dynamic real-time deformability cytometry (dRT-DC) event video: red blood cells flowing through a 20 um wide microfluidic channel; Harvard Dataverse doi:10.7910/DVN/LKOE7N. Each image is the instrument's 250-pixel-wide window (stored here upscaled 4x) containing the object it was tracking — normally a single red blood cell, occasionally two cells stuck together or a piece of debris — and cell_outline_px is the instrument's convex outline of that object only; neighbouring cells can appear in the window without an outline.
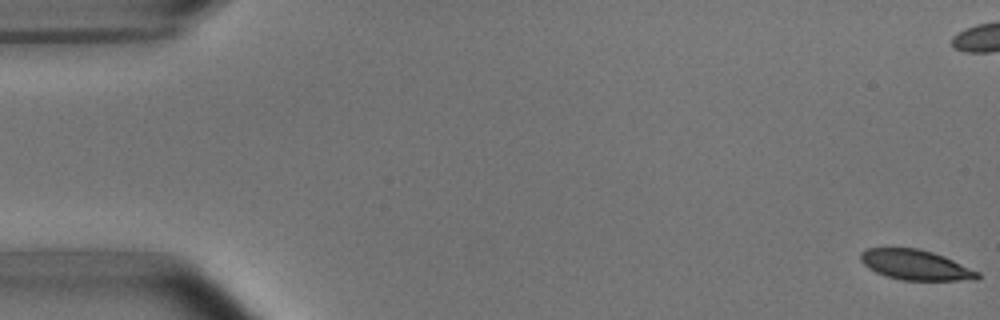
{"species": "common noctule bat (a hibernating species)", "species_latin": "Nyctalus noctula", "temperature_condition": "room temperature", "stored_images_in_passage": 7, "camera_frame_rate_fps": 3000, "um_per_image_px": 0.085, "animal": {"sex": "male", "body_mass_g": 15.6}, "frame": {"image": 1, "passage_image": 1, "time_ms": 0.0, "image_size_px": [1000, 320], "cell_outline_px": [[980, 276], [976, 280], [900, 280], [876, 272], [868, 268], [860, 260], [860, 252], [868, 248], [920, 248], [944, 256], [980, 272]], "centroid_in_image_um": [77.83, 22.51], "position_along_channel_um": 7.2, "area_um2": 20.52}}